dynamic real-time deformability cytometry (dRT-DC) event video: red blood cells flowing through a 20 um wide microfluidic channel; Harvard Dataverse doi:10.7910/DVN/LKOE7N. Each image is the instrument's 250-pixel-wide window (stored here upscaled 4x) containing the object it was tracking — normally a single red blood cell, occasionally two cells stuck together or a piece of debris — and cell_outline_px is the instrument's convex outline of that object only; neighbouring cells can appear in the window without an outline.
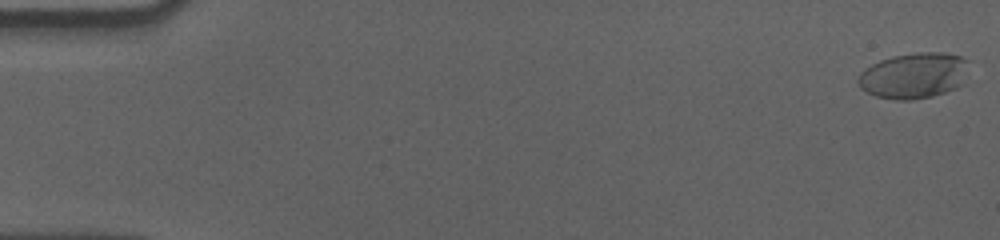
{"species": "human", "species_latin": "Homo sapiens", "temperature_condition": "cold", "stored_images_in_passage": 59, "camera_frame_rate_fps": 3000, "um_per_image_px": 0.085, "donor": {"sex": "male"}, "frame": {"image": 1, "passage_image": 2, "time_ms": 0.333, "image_size_px": [1000, 240], "cell_outline_px": [[968, 60], [964, 84], [956, 88], [932, 96], [912, 100], [896, 100], [876, 96], [860, 88], [856, 80], [860, 72], [864, 68], [880, 60], [892, 56], [916, 52], [944, 52], [960, 56]], "centroid_in_image_um": [77.67, 6.42], "position_along_channel_um": 7.3, "area_um2": 29.82}}
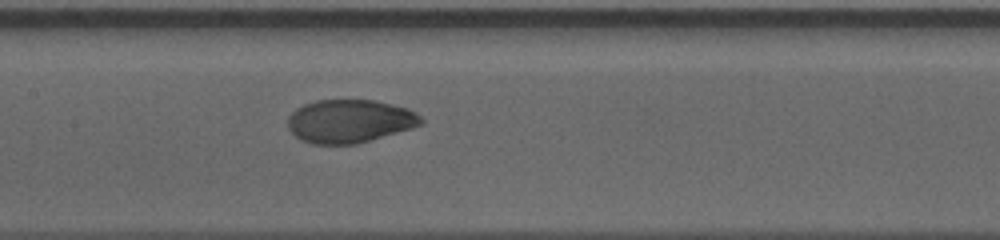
{"frame": {"image": 2, "passage_image": 30, "time_ms": 9.667, "image_size_px": [1000, 240], "cell_outline_px": [[424, 124], [412, 128], [356, 144], [312, 144], [300, 140], [288, 128], [288, 116], [296, 108], [304, 104], [316, 100], [372, 100], [392, 104], [408, 108], [416, 112], [424, 120]], "centroid_in_image_um": [29.72, 10.3], "position_along_channel_um": 177.7, "area_um2": 33.7}}
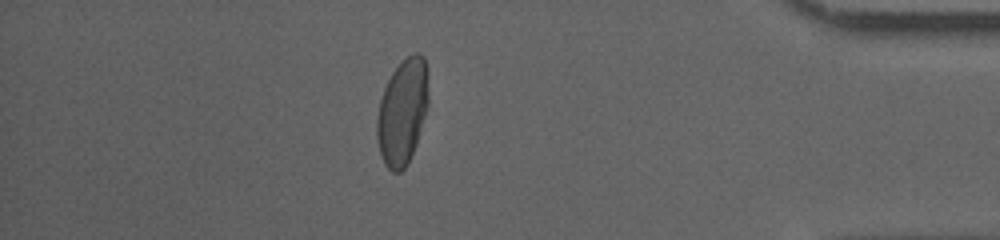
{"frame": {"image": 3, "passage_image": 52, "time_ms": 17.0, "image_size_px": [1000, 240], "cell_outline_px": [[428, 104], [416, 144], [408, 164], [400, 172], [392, 172], [384, 164], [380, 156], [376, 140], [376, 116], [380, 100], [384, 88], [392, 72], [412, 52], [416, 52], [424, 56], [428, 72]], "centroid_in_image_um": [34.2, 9.52], "position_along_channel_um": 401.0, "area_um2": 32.02}, "authors_computed_cell_mechanics": {"area_um2": 32.3102, "velocity_mm_per_s": 3.5456, "shape_relaxation_time_tau1_ms": 3.3527, "shape_relaxation_time_tau2_ms": 0.8839, "deformation_change_tau1": 0.1641, "deformation_change_tau2": 0.039}}